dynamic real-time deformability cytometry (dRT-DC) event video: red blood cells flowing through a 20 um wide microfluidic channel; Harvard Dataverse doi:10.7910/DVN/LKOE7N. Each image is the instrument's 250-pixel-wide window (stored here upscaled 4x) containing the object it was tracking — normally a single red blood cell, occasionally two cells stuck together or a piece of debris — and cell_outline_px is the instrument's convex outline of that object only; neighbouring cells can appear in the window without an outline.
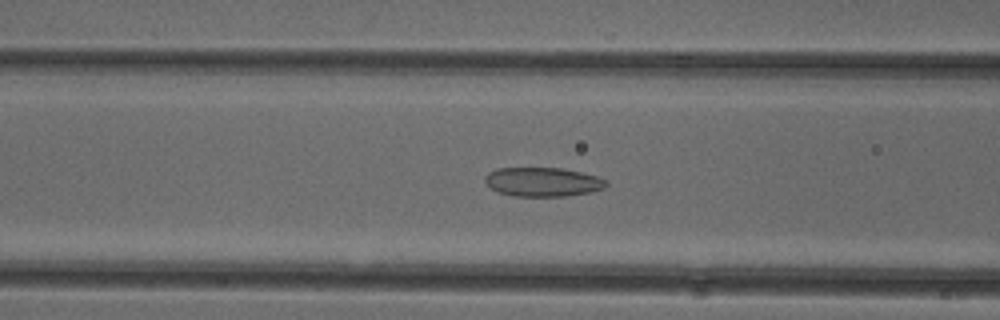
{"species": "common noctule bat (a hibernating species)", "species_latin": "Nyctalus noctula", "temperature_condition": "cold", "stored_images_in_passage": 51, "camera_frame_rate_fps": 3000, "um_per_image_px": 0.085, "animal": {"sex": "female"}, "frame": {"image": 1, "passage_image": 20, "time_ms": 6.333, "image_size_px": [1000, 320], "cell_outline_px": [[608, 184], [604, 188], [592, 192], [564, 196], [512, 196], [496, 192], [484, 180], [484, 176], [488, 172], [496, 168], [560, 168], [580, 172], [596, 176], [608, 180]], "centroid_in_image_um": [46.12, 15.46], "position_along_channel_um": 120.5, "area_um2": 20.63}}
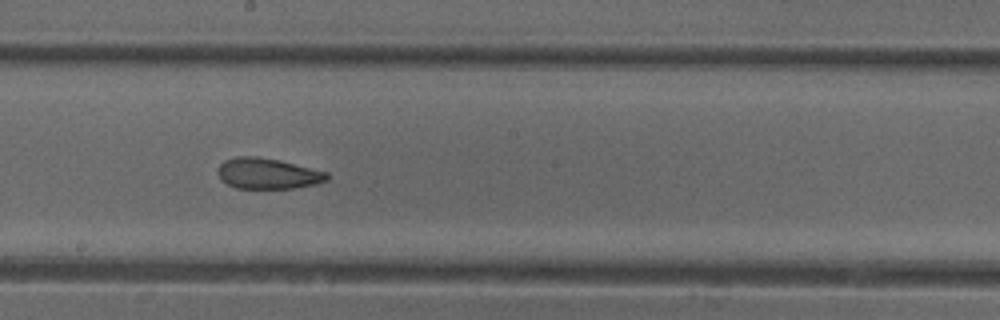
{"frame": {"image": 2, "passage_image": 28, "time_ms": 9.0, "image_size_px": [1000, 320], "cell_outline_px": [[328, 180], [316, 184], [292, 188], [236, 188], [220, 180], [216, 172], [220, 164], [224, 160], [236, 156], [256, 156], [280, 160], [328, 172]], "centroid_in_image_um": [22.73, 14.74], "position_along_channel_um": 225.5, "area_um2": 19.71}}
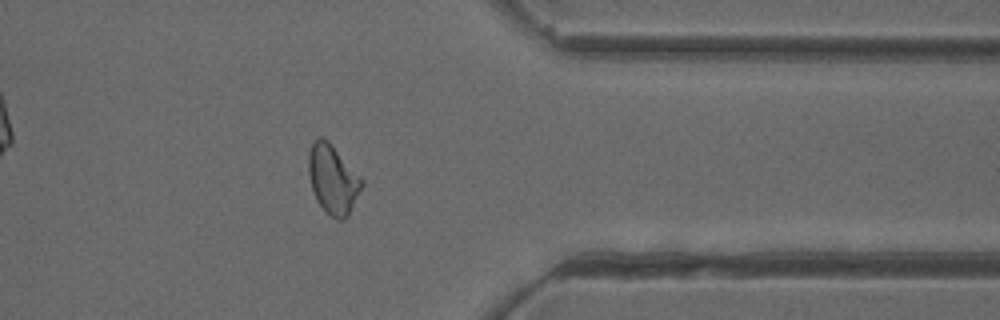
{"frame": {"image": 3, "passage_image": 41, "time_ms": 13.333, "image_size_px": [1000, 320], "cell_outline_px": [[364, 184], [348, 216], [344, 220], [336, 220], [316, 200], [312, 188], [308, 172], [308, 156], [312, 144], [320, 136], [328, 140], [364, 180]], "centroid_in_image_um": [28.31, 15.24], "position_along_channel_um": 383.1, "area_um2": 21.27}, "authors_computed_cell_mechanics": {"area_um2": 21.2704, "velocity_mm_per_s": 3.9311, "shape_relaxation_time_tau1_ms": null, "shape_relaxation_time_tau2_ms": 2.3042, "deformation_change_tau1": null, "deformation_change_tau2": 0.0859}}